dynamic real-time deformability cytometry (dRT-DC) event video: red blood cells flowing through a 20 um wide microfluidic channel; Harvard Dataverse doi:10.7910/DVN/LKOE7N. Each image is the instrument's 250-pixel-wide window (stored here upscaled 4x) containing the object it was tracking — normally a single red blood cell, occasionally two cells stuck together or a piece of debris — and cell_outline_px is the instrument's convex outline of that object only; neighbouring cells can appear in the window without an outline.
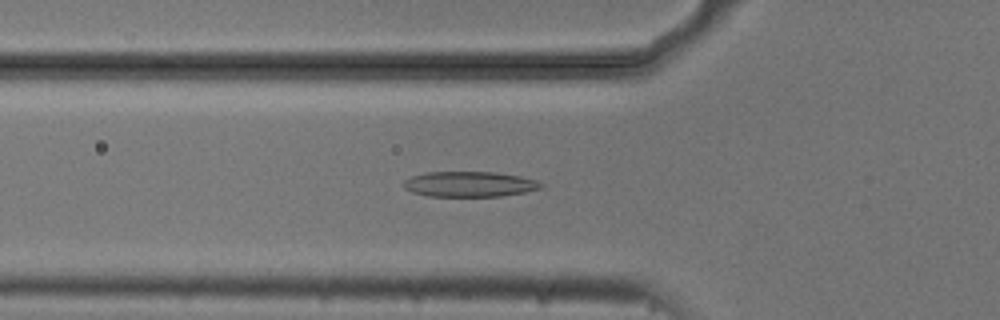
{"species": "common noctule bat (a hibernating species)", "species_latin": "Nyctalus noctula", "temperature_condition": "cold", "stored_images_in_passage": 43, "camera_frame_rate_fps": 3000, "um_per_image_px": 0.085, "animal": {"sex": "male", "body_mass_g": 20.5, "forearm_length_mm": 52.5}, "frame": {"image": 1, "passage_image": 8, "time_ms": 2.333, "image_size_px": [1000, 320], "cell_outline_px": [[544, 188], [524, 192], [500, 196], [428, 196], [412, 192], [404, 188], [404, 180], [412, 176], [428, 172], [492, 172], [520, 176], [536, 180], [544, 184]], "centroid_in_image_um": [39.93, 15.65], "position_along_channel_um": 85.9, "area_um2": 20.23}}
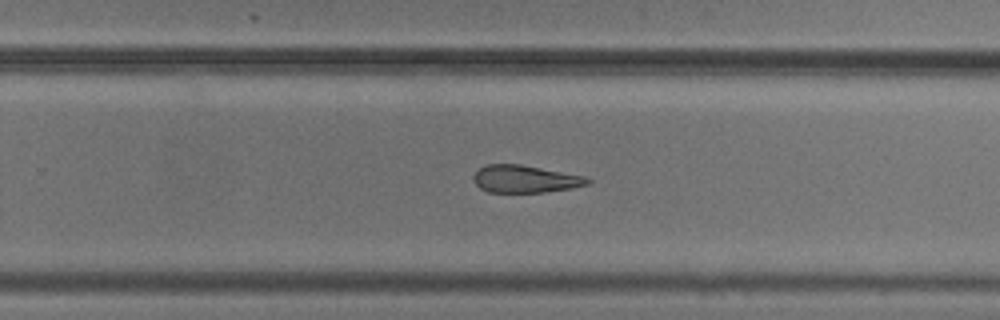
{"frame": {"image": 2, "passage_image": 24, "time_ms": 7.667, "image_size_px": [1000, 320], "cell_outline_px": [[592, 180], [588, 184], [572, 188], [544, 192], [488, 192], [480, 188], [472, 180], [472, 176], [484, 164], [520, 164], [584, 176]], "centroid_in_image_um": [44.6, 15.21], "position_along_channel_um": 285.2, "area_um2": 18.21}}
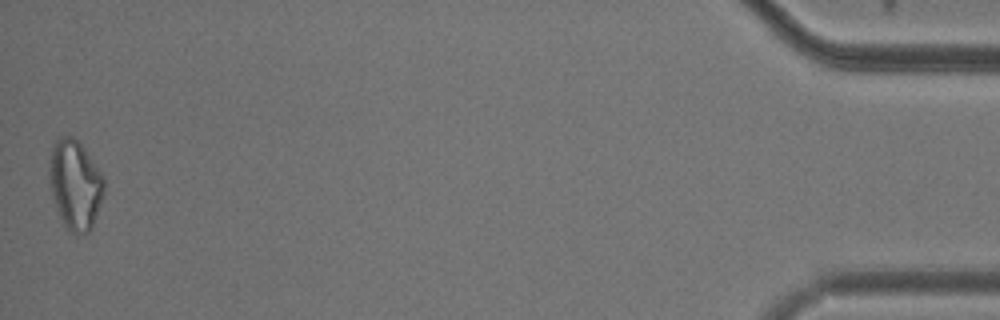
{"frame": {"image": 3, "passage_image": 43, "time_ms": 14.0, "image_size_px": [1000, 320], "cell_outline_px": [[104, 192], [92, 228], [84, 236], [76, 236], [64, 224], [60, 216], [52, 192], [48, 176], [48, 168], [52, 148], [56, 140], [60, 136], [72, 136], [84, 148], [100, 172], [104, 180]], "centroid_in_image_um": [6.38, 15.72], "position_along_channel_um": 428.8, "area_um2": 28.26}, "authors_computed_cell_mechanics": {"area_um2": 20.23, "velocity_mm_per_s": 3.729, "shape_relaxation_time_tau1_ms": 4.8444, "shape_relaxation_time_tau2_ms": null, "deformation_change_tau1": 0.1305, "deformation_change_tau2": null}}